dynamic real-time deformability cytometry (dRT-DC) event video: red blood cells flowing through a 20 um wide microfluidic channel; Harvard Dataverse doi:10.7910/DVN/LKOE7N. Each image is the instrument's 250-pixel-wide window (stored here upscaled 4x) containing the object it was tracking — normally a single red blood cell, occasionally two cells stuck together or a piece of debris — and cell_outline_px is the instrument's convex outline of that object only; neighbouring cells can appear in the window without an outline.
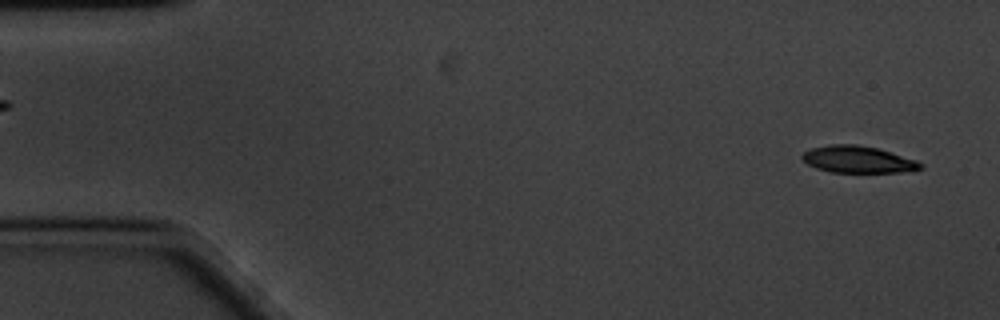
{"species": "common noctule bat (a hibernating species)", "species_latin": "Nyctalus noctula", "temperature_condition": "cold", "stored_images_in_passage": 59, "camera_frame_rate_fps": 3000, "um_per_image_px": 0.085, "animal": {"sex": "male", "body_mass_g": 20.1, "forearm_length_mm": 53.5}, "frame": {"image": 1, "passage_image": 3, "time_ms": 0.667, "image_size_px": [1000, 320], "cell_outline_px": [[924, 168], [900, 172], [832, 172], [816, 168], [808, 164], [800, 156], [804, 152], [812, 148], [832, 144], [856, 144], [876, 148], [916, 160], [924, 164]], "centroid_in_image_um": [72.92, 13.55], "position_along_channel_um": 12.1, "area_um2": 18.32}}
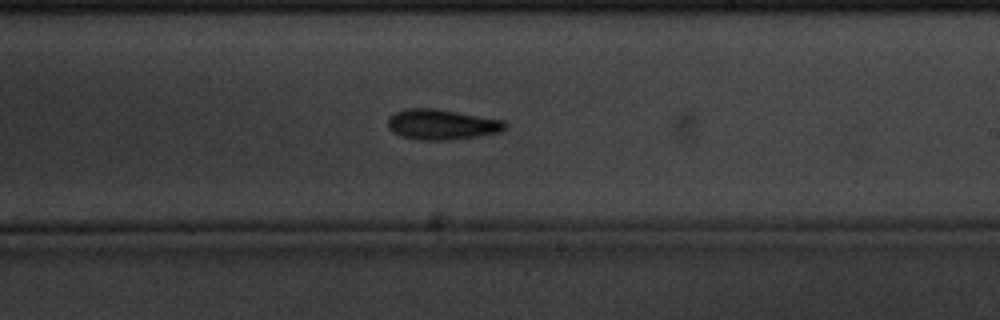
{"frame": {"image": 2, "passage_image": 34, "time_ms": 11.0, "image_size_px": [1000, 320], "cell_outline_px": [[508, 124], [500, 132], [476, 136], [448, 140], [420, 140], [404, 136], [392, 132], [388, 128], [388, 116], [404, 108], [436, 108], [504, 120]], "centroid_in_image_um": [37.53, 10.56], "position_along_channel_um": 251.5, "area_um2": 20.75}}
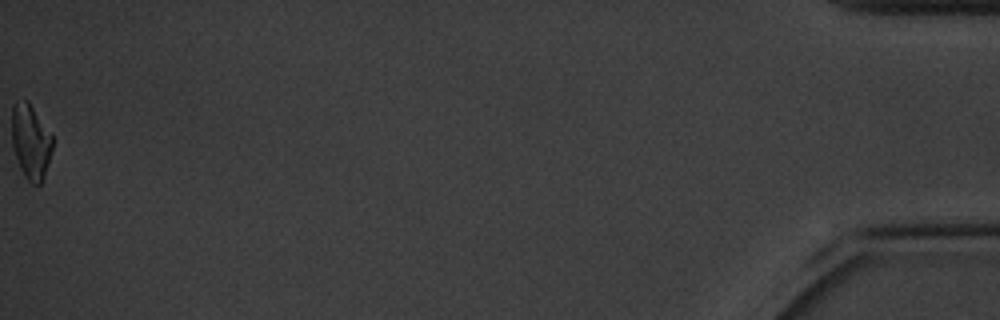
{"frame": {"image": 3, "passage_image": 59, "time_ms": 19.333, "image_size_px": [1000, 320], "cell_outline_px": [[52, 148], [48, 164], [40, 184], [32, 184], [24, 176], [20, 168], [12, 148], [12, 104], [16, 100], [28, 100], [52, 136]], "centroid_in_image_um": [2.58, 12.02], "position_along_channel_um": 432.6, "area_um2": 17.63}, "authors_computed_cell_mechanics": {"area_um2": 19.5942, "velocity_mm_per_s": 3.3852, "shape_relaxation_time_tau1_ms": 3.0783, "shape_relaxation_time_tau2_ms": null, "deformation_change_tau1": 0.1177, "deformation_change_tau2": null}}